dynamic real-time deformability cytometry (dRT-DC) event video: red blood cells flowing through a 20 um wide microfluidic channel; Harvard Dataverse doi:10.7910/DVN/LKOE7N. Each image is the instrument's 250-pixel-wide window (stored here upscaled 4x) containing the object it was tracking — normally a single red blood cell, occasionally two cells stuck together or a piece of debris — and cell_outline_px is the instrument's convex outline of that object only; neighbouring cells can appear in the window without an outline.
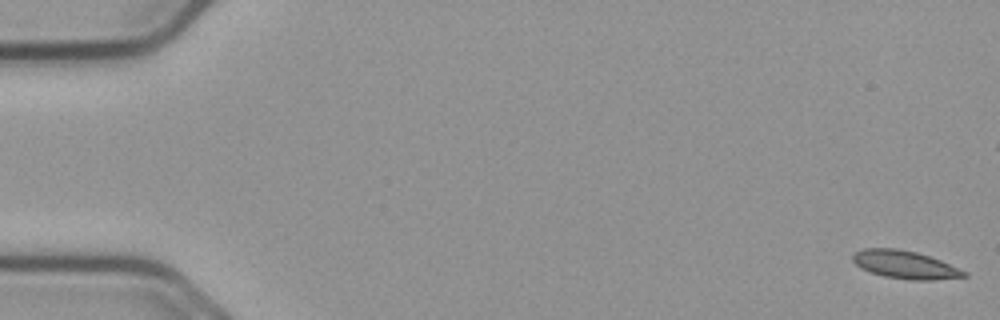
{"species": "common noctule bat (a hibernating species)", "species_latin": "Nyctalus noctula", "temperature_condition": "cold", "stored_images_in_passage": 57, "camera_frame_rate_fps": 3000, "um_per_image_px": 0.085, "animal": {"sex": "male", "body_mass_g": 23.1, "forearm_length_mm": 52.7}, "frame": {"image": 1, "passage_image": 1, "time_ms": 0.0, "image_size_px": [1000, 320], "cell_outline_px": [[968, 276], [932, 280], [908, 280], [884, 276], [860, 268], [852, 260], [852, 256], [856, 252], [864, 248], [896, 248], [916, 252], [940, 260], [968, 272]], "centroid_in_image_um": [76.93, 22.5], "position_along_channel_um": 8.1, "area_um2": 18.03}}
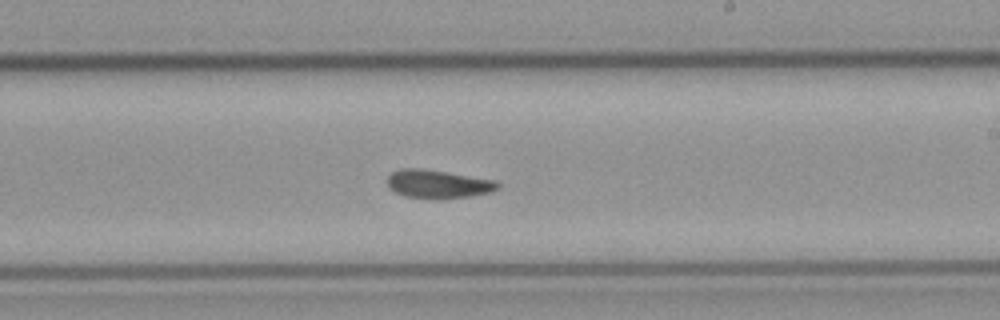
{"frame": {"image": 2, "passage_image": 33, "time_ms": 10.667, "image_size_px": [1000, 320], "cell_outline_px": [[500, 188], [492, 192], [472, 196], [440, 200], [432, 200], [404, 196], [388, 188], [388, 176], [392, 172], [400, 168], [416, 168], [444, 172], [496, 180], [500, 184]], "centroid_in_image_um": [37.24, 15.67], "position_along_channel_um": 251.8, "area_um2": 18.55}}
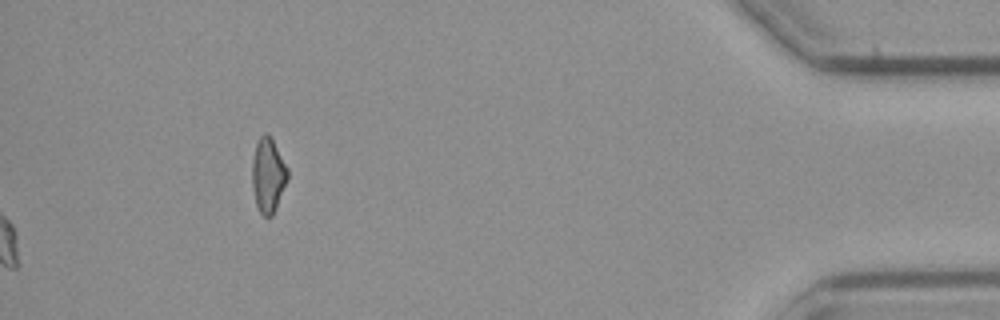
{"frame": {"image": 3, "passage_image": 57, "time_ms": 18.667, "image_size_px": [1000, 320], "cell_outline_px": [[288, 180], [276, 208], [272, 216], [264, 216], [260, 212], [256, 204], [252, 188], [252, 160], [256, 140], [264, 132], [272, 140], [288, 168]], "centroid_in_image_um": [22.78, 14.9], "position_along_channel_um": 412.4, "area_um2": 15.43}, "authors_computed_cell_mechanics": {"area_um2": 18.0336, "velocity_mm_per_s": 3.7046, "shape_relaxation_time_tau1_ms": 9.127, "shape_relaxation_time_tau2_ms": 9.3783, "deformation_change_tau1": 0.1445, "deformation_change_tau2": 0.1315}}